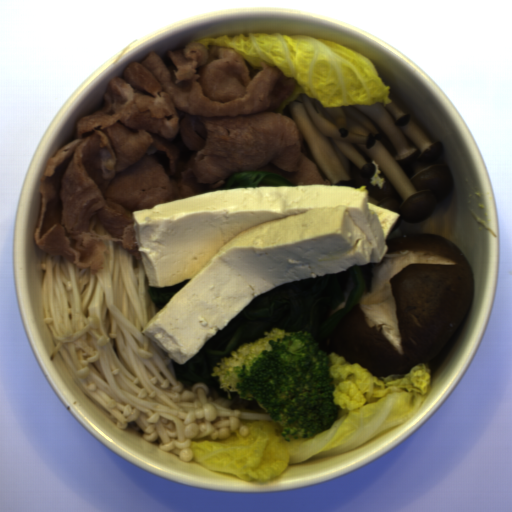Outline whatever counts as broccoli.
I'll return each instance as SVG.
<instances>
[{"instance_id":"1706d50b","label":"broccoli","mask_w":512,"mask_h":512,"mask_svg":"<svg viewBox=\"0 0 512 512\" xmlns=\"http://www.w3.org/2000/svg\"><path fill=\"white\" fill-rule=\"evenodd\" d=\"M219 358L209 373L232 400L253 402L282 425L287 442L312 438L339 418L329 353L306 331L272 328Z\"/></svg>"}]
</instances>
